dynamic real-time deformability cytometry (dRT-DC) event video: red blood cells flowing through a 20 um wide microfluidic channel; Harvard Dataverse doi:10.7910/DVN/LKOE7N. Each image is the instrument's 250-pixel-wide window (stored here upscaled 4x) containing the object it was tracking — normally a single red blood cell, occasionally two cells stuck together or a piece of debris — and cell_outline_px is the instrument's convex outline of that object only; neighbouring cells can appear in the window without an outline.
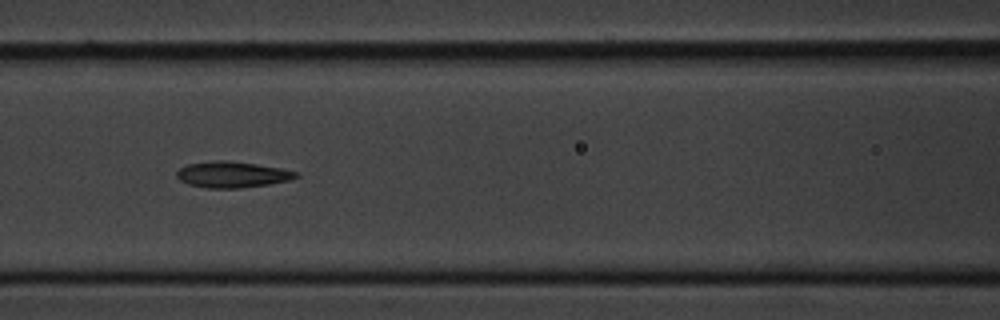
{"species": "common noctule bat (a hibernating species)", "species_latin": "Nyctalus noctula", "temperature_condition": "cold", "stored_images_in_passage": 11, "camera_frame_rate_fps": 3000, "um_per_image_px": 0.085, "animal": {"sex": "male", "body_mass_g": 20.1, "forearm_length_mm": 53.5}, "frame": {"image": 1, "passage_image": 4, "time_ms": 3.333, "image_size_px": [1000, 320], "cell_outline_px": [[300, 176], [288, 180], [268, 184], [240, 188], [208, 188], [188, 184], [180, 180], [176, 176], [176, 172], [180, 168], [188, 164], [216, 160], [228, 160], [256, 164], [280, 168], [296, 172]], "centroid_in_image_um": [19.71, 14.83], "position_along_channel_um": 146.9, "area_um2": 17.98}}
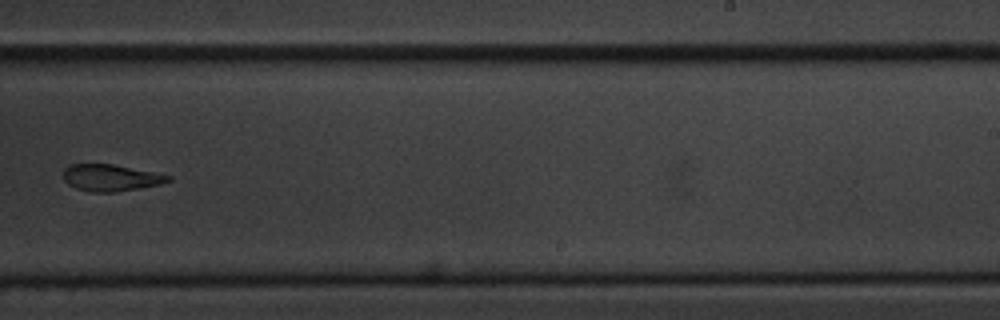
{"frame": {"image": 2, "passage_image": 7, "time_ms": 7.0, "image_size_px": [1000, 320], "cell_outline_px": [[172, 180], [160, 184], [116, 192], [92, 192], [76, 188], [68, 184], [64, 180], [64, 168], [68, 164], [112, 164], [172, 176]], "centroid_in_image_um": [9.39, 15.11], "position_along_channel_um": 279.6, "area_um2": 16.18}}
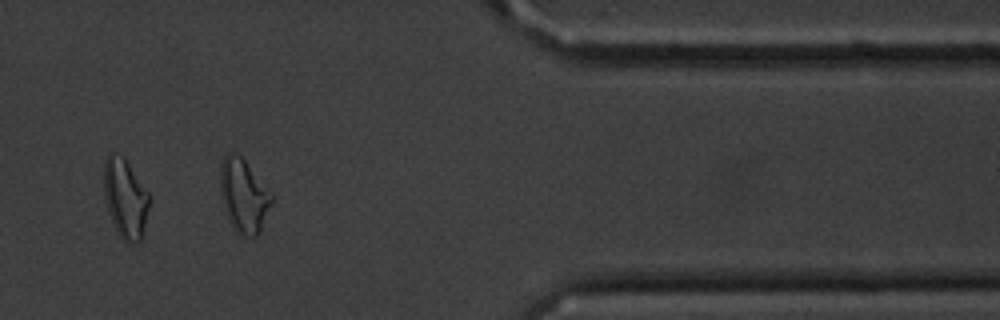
{"frame": {"image": 3, "passage_image": 10, "time_ms": 10.667, "image_size_px": [1000, 320], "cell_outline_px": [[272, 204], [260, 232], [256, 236], [240, 236], [232, 228], [228, 220], [220, 196], [220, 164], [224, 156], [228, 152], [232, 152], [240, 156], [244, 160], [272, 192]], "centroid_in_image_um": [20.7, 16.65], "position_along_channel_um": 390.7, "area_um2": 22.31}, "authors_computed_cell_mechanics": {"area_um2": 17.9758, "velocity_mm_per_s": 3.6278, "shape_relaxation_time_tau1_ms": 2.0989, "shape_relaxation_time_tau2_ms": 3.3383, "deformation_change_tau1": 0.0792, "deformation_change_tau2": 0.1092}}